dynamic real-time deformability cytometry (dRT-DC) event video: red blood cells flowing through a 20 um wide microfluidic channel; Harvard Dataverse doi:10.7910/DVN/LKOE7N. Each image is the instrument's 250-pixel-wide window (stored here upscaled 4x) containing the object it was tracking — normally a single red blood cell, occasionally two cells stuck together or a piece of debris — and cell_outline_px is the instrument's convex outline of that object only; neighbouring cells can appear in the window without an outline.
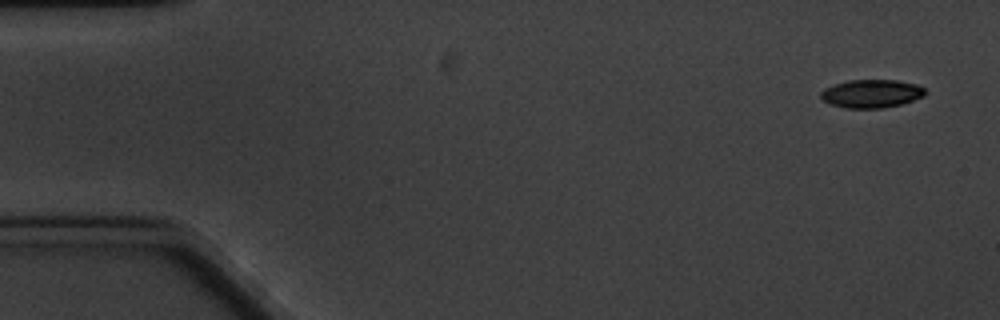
{"species": "common noctule bat (a hibernating species)", "species_latin": "Nyctalus noctula", "temperature_condition": "cold", "stored_images_in_passage": 9, "camera_frame_rate_fps": 3000, "um_per_image_px": 0.085, "animal": {"sex": "male", "body_mass_g": 20.1, "forearm_length_mm": 53.5}, "frame": {"image": 1, "passage_image": 1, "time_ms": 0.0, "image_size_px": [1000, 320], "cell_outline_px": [[924, 96], [900, 104], [880, 108], [848, 108], [832, 104], [824, 100], [820, 96], [820, 92], [824, 88], [848, 80], [896, 80], [916, 84], [924, 88]], "centroid_in_image_um": [74.06, 7.95], "position_along_channel_um": 10.9, "area_um2": 16.88}}
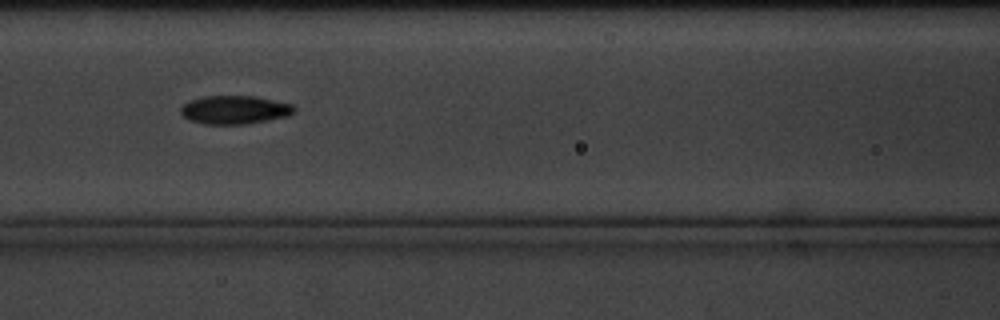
{"frame": {"image": 2, "passage_image": 7, "time_ms": 7.667, "image_size_px": [1000, 320], "cell_outline_px": [[296, 112], [288, 116], [268, 120], [244, 124], [204, 124], [192, 120], [184, 116], [180, 112], [180, 108], [188, 100], [204, 96], [256, 96], [292, 104], [296, 108]], "centroid_in_image_um": [19.97, 9.32], "position_along_channel_um": 146.6, "area_um2": 18.84}}
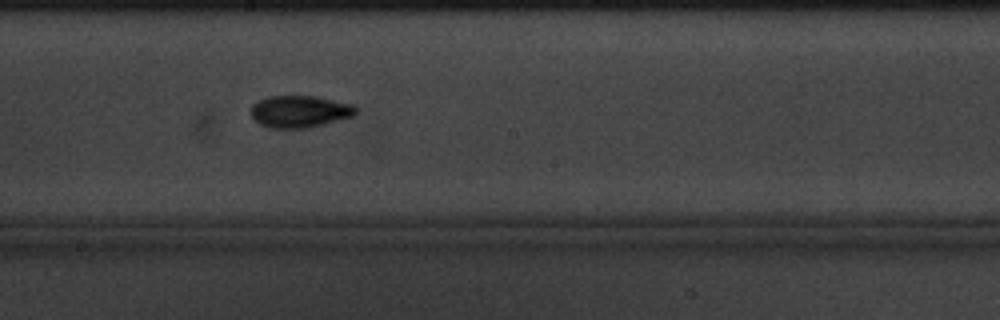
{"frame": {"image": 3, "passage_image": 9, "time_ms": 10.0, "image_size_px": [1000, 320], "cell_outline_px": [[356, 112], [352, 116], [324, 124], [308, 128], [268, 128], [260, 124], [252, 116], [252, 104], [268, 96], [316, 96], [356, 104]], "centroid_in_image_um": [25.5, 9.47], "position_along_channel_um": 222.7, "area_um2": 19.59}}